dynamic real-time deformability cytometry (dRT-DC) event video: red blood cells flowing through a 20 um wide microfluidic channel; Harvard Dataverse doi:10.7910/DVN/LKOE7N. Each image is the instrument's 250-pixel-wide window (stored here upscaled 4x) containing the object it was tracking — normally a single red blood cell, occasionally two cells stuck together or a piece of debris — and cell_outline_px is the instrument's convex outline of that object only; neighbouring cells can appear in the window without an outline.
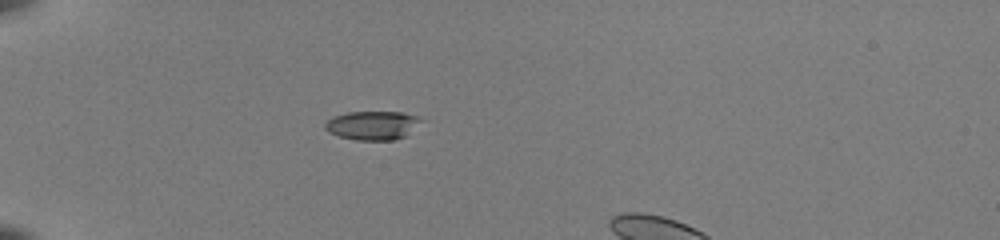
{"species": "common noctule bat (a hibernating species)", "species_latin": "Nyctalus noctula", "temperature_condition": "room temperature", "stored_images_in_passage": 34, "camera_frame_rate_fps": 3000, "um_per_image_px": 0.085, "animal": {"sex": "female", "body_mass_g": 22.0, "forearm_length_mm": 56.7}, "frame": {"image": 1, "passage_image": 1, "time_ms": 0.0, "image_size_px": [1000, 240], "cell_outline_px": [[428, 120], [404, 136], [392, 140], [356, 140], [340, 136], [328, 132], [324, 128], [324, 124], [332, 116], [348, 112], [404, 112]], "centroid_in_image_um": [31.71, 10.64], "position_along_channel_um": 53.3, "area_um2": 16.36}}
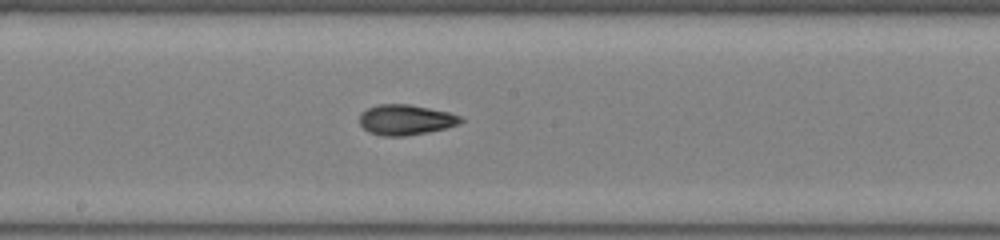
{"frame": {"image": 2, "passage_image": 15, "time_ms": 4.667, "image_size_px": [1000, 240], "cell_outline_px": [[464, 120], [460, 124], [448, 128], [404, 136], [384, 136], [368, 132], [360, 124], [360, 112], [376, 104], [408, 104], [448, 112], [460, 116]], "centroid_in_image_um": [34.48, 10.18], "position_along_channel_um": 213.7, "area_um2": 17.92}}
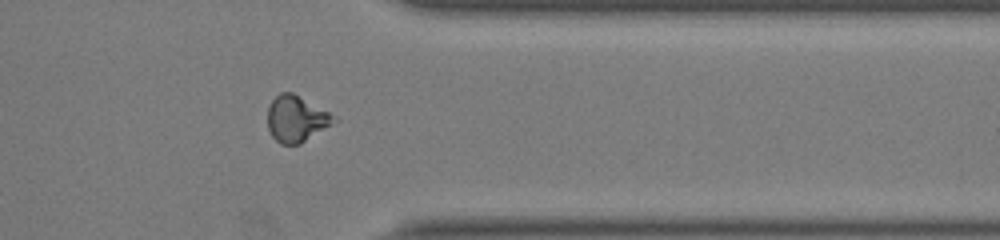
{"frame": {"image": 3, "passage_image": 28, "time_ms": 9.0, "image_size_px": [1000, 240], "cell_outline_px": [[336, 120], [332, 124], [300, 144], [280, 144], [272, 136], [268, 128], [268, 104], [280, 92], [292, 92], [328, 112]], "centroid_in_image_um": [25.13, 10.1], "position_along_channel_um": 386.3, "area_um2": 17.51}}